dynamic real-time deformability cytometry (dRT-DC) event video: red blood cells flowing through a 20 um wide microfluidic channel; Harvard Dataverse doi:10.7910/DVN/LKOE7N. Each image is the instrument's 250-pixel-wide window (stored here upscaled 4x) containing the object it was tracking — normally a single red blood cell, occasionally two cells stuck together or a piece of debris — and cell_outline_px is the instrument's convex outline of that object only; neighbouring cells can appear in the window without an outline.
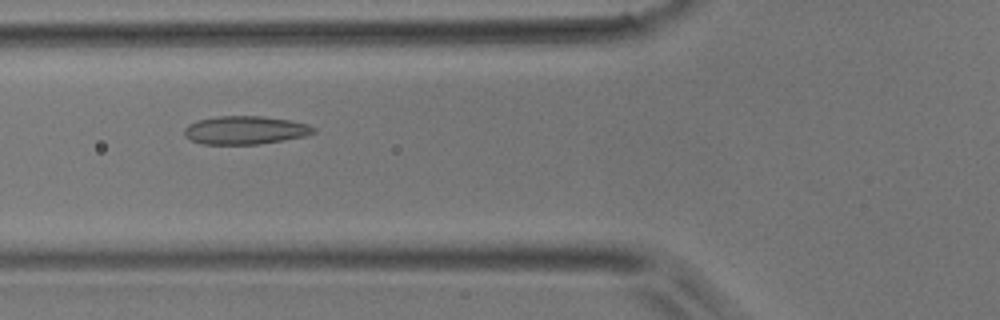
{"species": "common noctule bat (a hibernating species)", "species_latin": "Nyctalus noctula", "temperature_condition": "room temperature", "stored_images_in_passage": 38, "camera_frame_rate_fps": 3000, "um_per_image_px": 0.085, "animal": {"sex": "male", "body_mass_g": 17.9}, "frame": {"image": 1, "passage_image": 19, "time_ms": 6.0, "image_size_px": [1000, 320], "cell_outline_px": [[316, 132], [304, 136], [284, 140], [260, 144], [200, 144], [184, 136], [184, 128], [188, 124], [196, 120], [216, 116], [260, 116], [292, 120], [308, 124], [316, 128]], "centroid_in_image_um": [20.83, 11.06], "position_along_channel_um": 105.0, "area_um2": 21.5}}
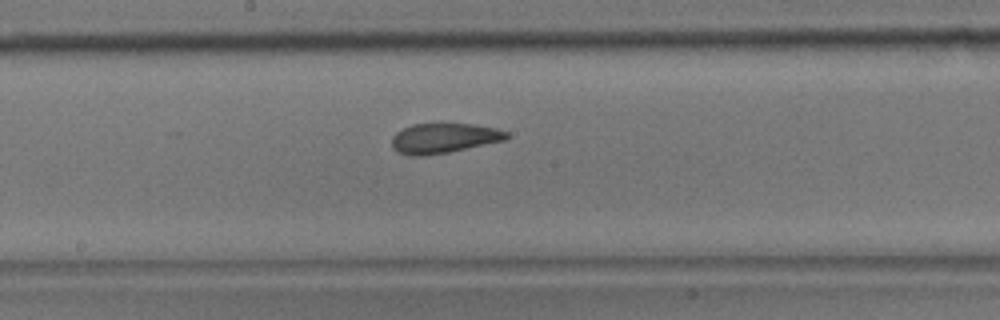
{"frame": {"image": 2, "passage_image": 27, "time_ms": 8.667, "image_size_px": [1000, 320], "cell_outline_px": [[512, 136], [504, 140], [448, 152], [420, 156], [412, 156], [396, 152], [392, 148], [392, 136], [396, 132], [412, 124], [476, 124], [496, 128], [508, 132]], "centroid_in_image_um": [37.72, 11.74], "position_along_channel_um": 210.5, "area_um2": 20.0}}
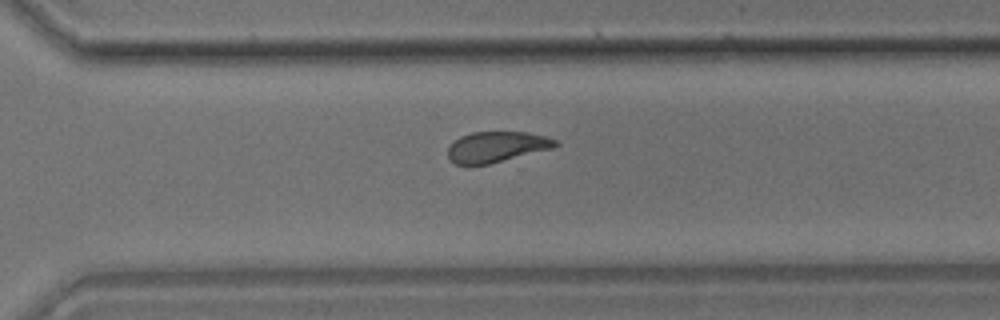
{"frame": {"image": 3, "passage_image": 36, "time_ms": 11.667, "image_size_px": [1000, 320], "cell_outline_px": [[560, 144], [556, 148], [488, 164], [456, 164], [448, 156], [448, 148], [460, 136], [472, 132], [528, 132], [548, 136], [556, 140]], "centroid_in_image_um": [42.3, 12.47], "position_along_channel_um": 328.3, "area_um2": 19.25}}